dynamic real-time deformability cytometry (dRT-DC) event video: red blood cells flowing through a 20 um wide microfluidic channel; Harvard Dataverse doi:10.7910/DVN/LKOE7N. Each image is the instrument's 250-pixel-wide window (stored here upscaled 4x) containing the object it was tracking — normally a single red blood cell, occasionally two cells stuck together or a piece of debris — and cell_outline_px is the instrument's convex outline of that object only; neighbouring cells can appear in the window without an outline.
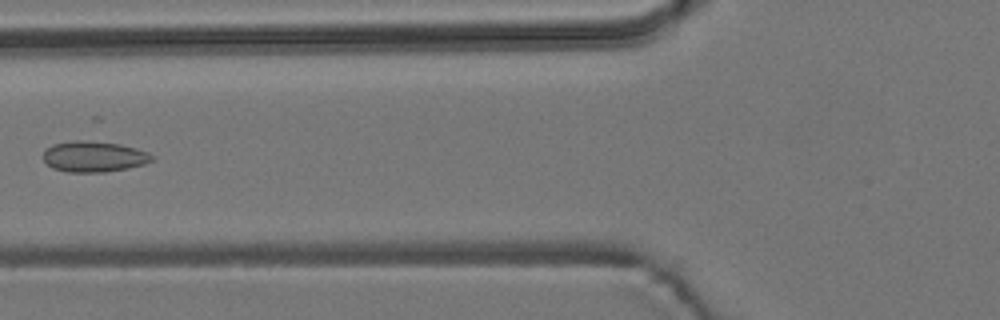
{"species": "common noctule bat (a hibernating species)", "species_latin": "Nyctalus noctula", "temperature_condition": "room temperature", "stored_images_in_passage": 4, "camera_frame_rate_fps": 3000, "um_per_image_px": 0.085, "animal": {"sex": "male", "body_mass_g": 19.2, "forearm_length_mm": 51.8}, "frame": {"image": 1, "passage_image": 3, "time_ms": 2.333, "image_size_px": [1000, 320], "cell_outline_px": [[156, 156], [152, 160], [144, 164], [128, 168], [104, 172], [68, 172], [52, 168], [44, 160], [44, 152], [52, 144], [76, 140], [84, 140], [120, 144], [136, 148], [148, 152]], "centroid_in_image_um": [8.01, 13.31], "position_along_channel_um": 117.8, "area_um2": 19.48}}
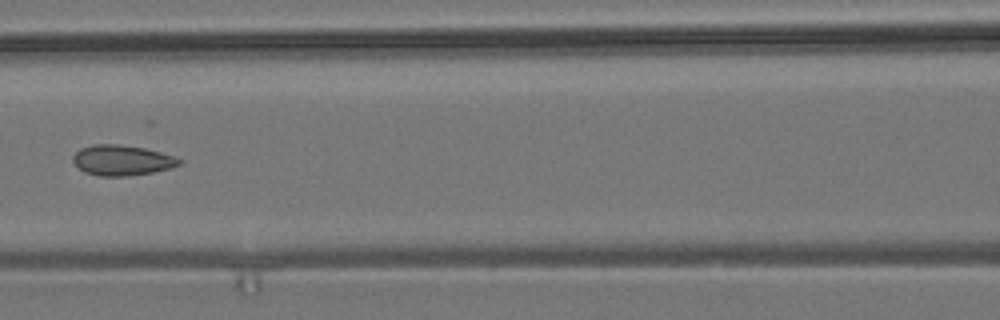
{"frame": {"image": 2, "passage_image": 4, "time_ms": 3.333, "image_size_px": [1000, 320], "cell_outline_px": [[184, 160], [180, 164], [172, 168], [152, 172], [128, 176], [100, 176], [84, 172], [72, 160], [72, 156], [80, 148], [92, 144], [116, 144], [144, 148], [160, 152]], "centroid_in_image_um": [10.36, 13.62], "position_along_channel_um": 156.2, "area_um2": 18.79}}